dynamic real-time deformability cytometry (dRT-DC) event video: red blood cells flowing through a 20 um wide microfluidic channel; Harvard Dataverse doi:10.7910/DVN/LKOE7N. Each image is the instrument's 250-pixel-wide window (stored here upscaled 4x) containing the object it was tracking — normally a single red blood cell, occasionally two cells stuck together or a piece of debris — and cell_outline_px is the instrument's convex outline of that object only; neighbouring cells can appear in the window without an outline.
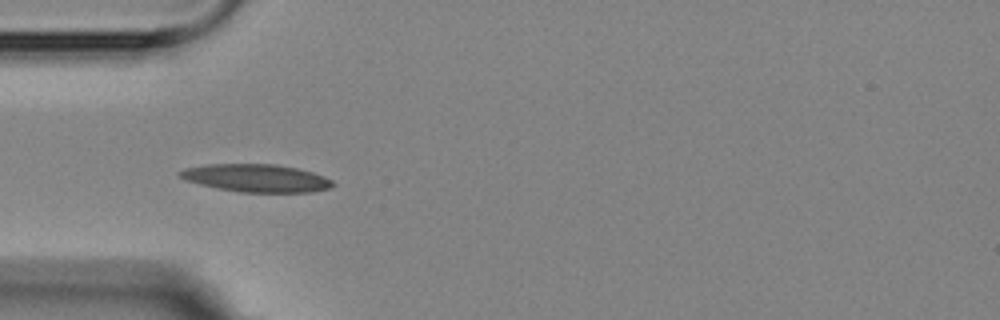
{"species": "Egyptian fruit bat (a non-hibernating species)", "species_latin": "Rousettus aegyptiacus", "temperature_condition": "room temperature", "stored_images_in_passage": 15, "camera_frame_rate_fps": 3000, "um_per_image_px": 0.085, "animal": {"sex": "female"}, "frame": {"image": 1, "passage_image": 4, "time_ms": 4.333, "image_size_px": [1000, 320], "cell_outline_px": [[336, 184], [332, 188], [312, 192], [240, 192], [216, 188], [184, 180], [176, 172], [184, 168], [208, 164], [276, 164], [296, 168], [312, 172], [324, 176], [332, 180]], "centroid_in_image_um": [21.79, 15.14], "position_along_channel_um": 63.2, "area_um2": 24.91}}
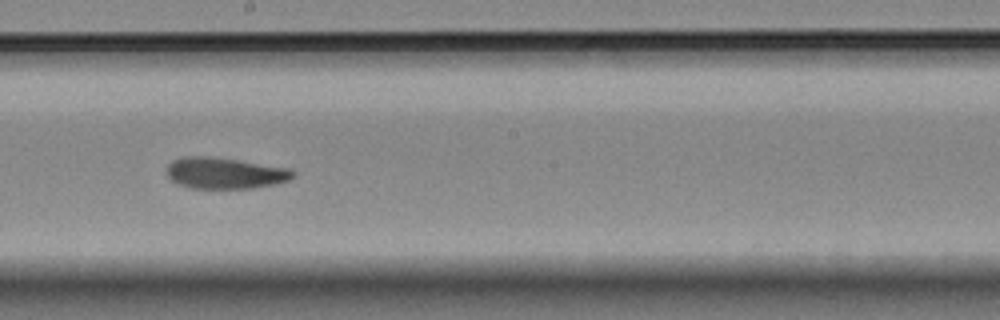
{"frame": {"image": 2, "passage_image": 8, "time_ms": 9.0, "image_size_px": [1000, 320], "cell_outline_px": [[296, 172], [288, 180], [276, 184], [252, 188], [192, 188], [176, 184], [164, 172], [168, 164], [172, 160], [184, 156], [208, 156], [292, 168]], "centroid_in_image_um": [19.08, 14.71], "position_along_channel_um": 229.1, "area_um2": 23.12}}
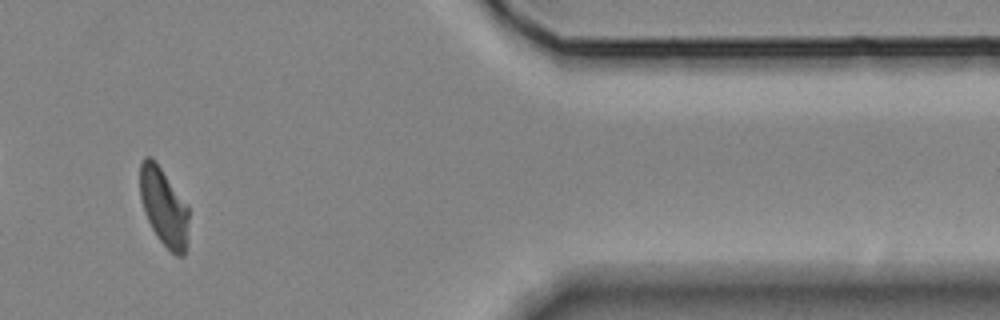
{"frame": {"image": 3, "passage_image": 13, "time_ms": 14.667, "image_size_px": [1000, 320], "cell_outline_px": [[188, 220], [184, 256], [176, 256], [156, 236], [144, 212], [140, 196], [140, 164], [144, 156], [152, 156], [156, 160], [188, 208]], "centroid_in_image_um": [13.89, 17.54], "position_along_channel_um": 397.5, "area_um2": 21.79}, "authors_computed_cell_mechanics": {"area_um2": 22.7732, "velocity_mm_per_s": 3.5605, "shape_relaxation_time_tau1_ms": 5.3106, "shape_relaxation_time_tau2_ms": 1.7617, "deformation_change_tau1": 0.1242, "deformation_change_tau2": 0.0627}}